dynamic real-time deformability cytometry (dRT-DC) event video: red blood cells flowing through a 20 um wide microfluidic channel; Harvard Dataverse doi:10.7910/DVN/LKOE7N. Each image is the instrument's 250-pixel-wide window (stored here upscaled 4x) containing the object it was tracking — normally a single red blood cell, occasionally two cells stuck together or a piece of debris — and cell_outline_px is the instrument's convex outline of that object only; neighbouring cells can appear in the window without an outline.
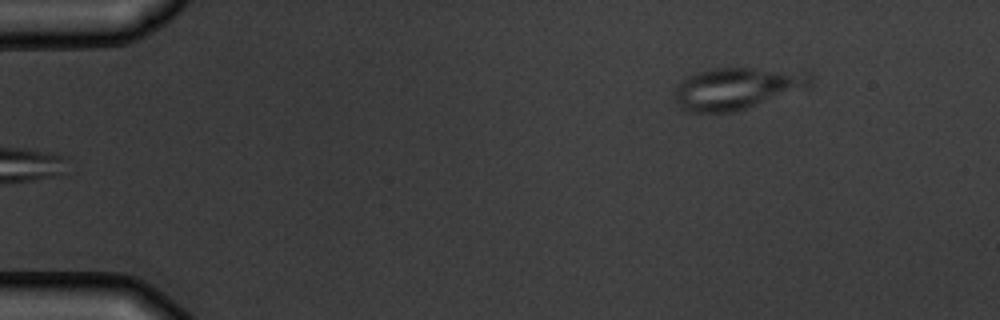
{"species": "common noctule bat (a hibernating species)", "species_latin": "Nyctalus noctula", "temperature_condition": "warm", "stored_images_in_passage": 5, "segment_of_instrument_passage": [2, 2], "camera_frame_rate_fps": 3000, "um_per_image_px": 0.085, "animal": {"sex": "male", "body_mass_g": 19.5, "forearm_length_mm": 54.6}, "frame": {"image": 1, "passage_image": 5, "time_ms": 4.667, "image_size_px": [1000, 320], "cell_outline_px": [[812, 84], [808, 88], [736, 112], [692, 112], [680, 108], [672, 100], [676, 84], [680, 80], [696, 72], [712, 68], [812, 68]], "centroid_in_image_um": [62.73, 7.47], "position_along_channel_um": 22.3, "area_um2": 34.62}}